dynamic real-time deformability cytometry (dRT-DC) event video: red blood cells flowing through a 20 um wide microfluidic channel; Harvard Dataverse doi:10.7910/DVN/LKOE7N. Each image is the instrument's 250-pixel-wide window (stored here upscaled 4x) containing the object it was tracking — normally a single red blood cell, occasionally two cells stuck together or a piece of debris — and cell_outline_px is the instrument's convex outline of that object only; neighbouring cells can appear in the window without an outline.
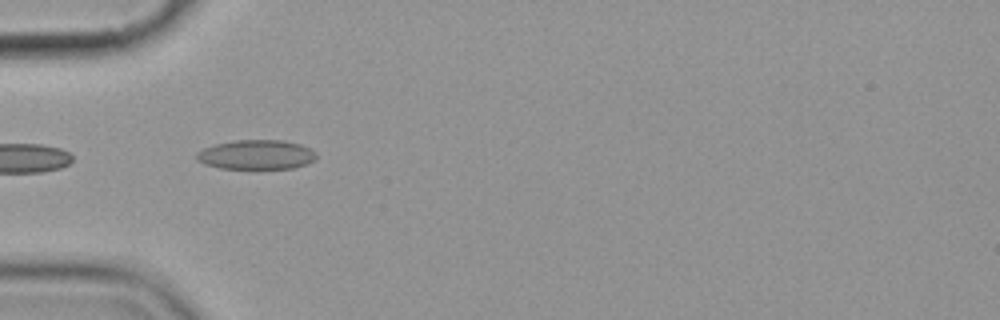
{"species": "common noctule bat (a hibernating species)", "species_latin": "Nyctalus noctula", "temperature_condition": "cold", "stored_images_in_passage": 7, "camera_frame_rate_fps": 3000, "um_per_image_px": 0.085, "animal": {"sex": "female", "body_mass_g": 19.9}, "frame": {"image": 1, "passage_image": 6, "time_ms": 5.667, "image_size_px": [1000, 320], "cell_outline_px": [[316, 160], [308, 164], [292, 168], [220, 168], [204, 164], [196, 160], [196, 152], [204, 148], [216, 144], [232, 140], [284, 140], [300, 144], [316, 152]], "centroid_in_image_um": [21.79, 13.14], "position_along_channel_um": 63.2, "area_um2": 20.63}}